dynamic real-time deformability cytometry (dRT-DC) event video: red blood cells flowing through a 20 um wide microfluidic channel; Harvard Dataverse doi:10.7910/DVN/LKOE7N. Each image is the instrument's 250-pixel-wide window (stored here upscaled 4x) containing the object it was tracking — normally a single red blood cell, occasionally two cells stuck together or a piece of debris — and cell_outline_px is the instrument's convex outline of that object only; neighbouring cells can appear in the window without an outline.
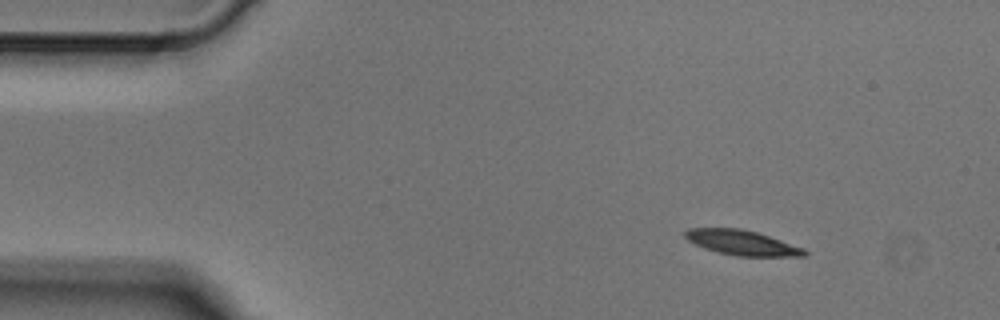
{"species": "Egyptian fruit bat (a non-hibernating species)", "species_latin": "Rousettus aegyptiacus", "temperature_condition": "cold", "stored_images_in_passage": 3, "camera_frame_rate_fps": 3000, "um_per_image_px": 0.085, "animal": {"sex": "male"}, "frame": {"image": 1, "passage_image": 1, "time_ms": 0.0, "image_size_px": [1000, 320], "cell_outline_px": [[808, 256], [736, 256], [704, 248], [688, 240], [684, 236], [684, 232], [688, 228], [740, 228], [756, 232], [804, 248], [808, 252]], "centroid_in_image_um": [63.07, 20.63], "position_along_channel_um": 21.9, "area_um2": 17.17}}